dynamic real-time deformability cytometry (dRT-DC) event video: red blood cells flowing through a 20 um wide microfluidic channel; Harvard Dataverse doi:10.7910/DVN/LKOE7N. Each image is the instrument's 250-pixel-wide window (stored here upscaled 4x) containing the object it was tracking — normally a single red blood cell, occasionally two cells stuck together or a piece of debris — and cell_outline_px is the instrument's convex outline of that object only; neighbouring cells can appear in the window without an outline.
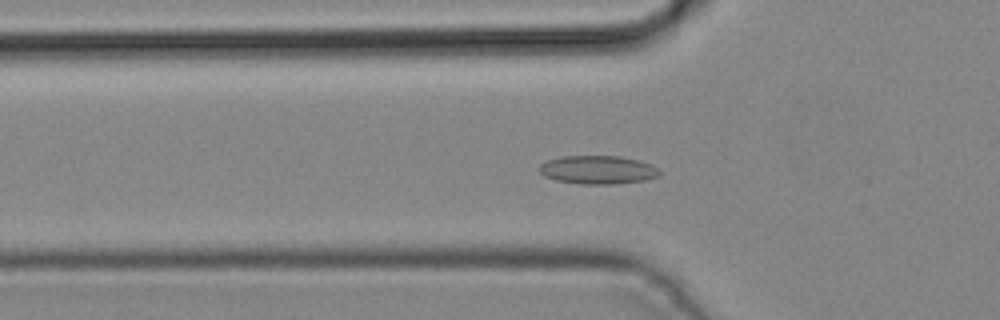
{"species": "common noctule bat (a hibernating species)", "species_latin": "Nyctalus noctula", "temperature_condition": "cold", "stored_images_in_passage": 44, "camera_frame_rate_fps": 3000, "um_per_image_px": 0.085, "animal": {"sex": "male", "body_mass_g": 19.2, "forearm_length_mm": 51.8}, "frame": {"image": 1, "passage_image": 15, "time_ms": 4.667, "image_size_px": [1000, 320], "cell_outline_px": [[660, 176], [644, 180], [616, 184], [580, 184], [556, 180], [544, 176], [540, 172], [540, 164], [548, 160], [560, 156], [620, 156], [652, 164], [660, 172]], "centroid_in_image_um": [50.81, 14.44], "position_along_channel_um": 75.0, "area_um2": 19.88}}
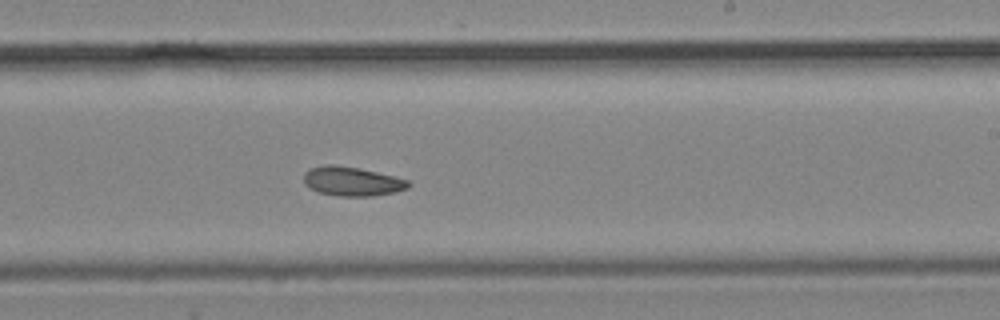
{"frame": {"image": 2, "passage_image": 27, "time_ms": 8.667, "image_size_px": [1000, 320], "cell_outline_px": [[412, 184], [408, 188], [396, 192], [372, 196], [336, 196], [320, 192], [308, 188], [304, 184], [304, 172], [308, 168], [324, 164], [332, 164], [356, 168], [376, 172], [408, 180]], "centroid_in_image_um": [29.89, 15.42], "position_along_channel_um": 259.1, "area_um2": 17.86}}
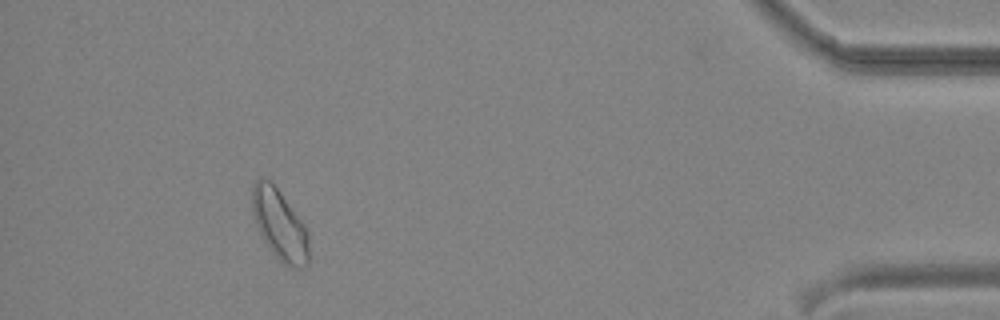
{"frame": {"image": 3, "passage_image": 41, "time_ms": 13.333, "image_size_px": [1000, 320], "cell_outline_px": [[308, 264], [304, 268], [300, 268], [284, 264], [276, 256], [264, 240], [256, 224], [252, 212], [252, 184], [256, 180], [268, 180], [280, 192], [304, 224], [308, 232]], "centroid_in_image_um": [23.78, 19.11], "position_along_channel_um": 411.4, "area_um2": 22.77}}